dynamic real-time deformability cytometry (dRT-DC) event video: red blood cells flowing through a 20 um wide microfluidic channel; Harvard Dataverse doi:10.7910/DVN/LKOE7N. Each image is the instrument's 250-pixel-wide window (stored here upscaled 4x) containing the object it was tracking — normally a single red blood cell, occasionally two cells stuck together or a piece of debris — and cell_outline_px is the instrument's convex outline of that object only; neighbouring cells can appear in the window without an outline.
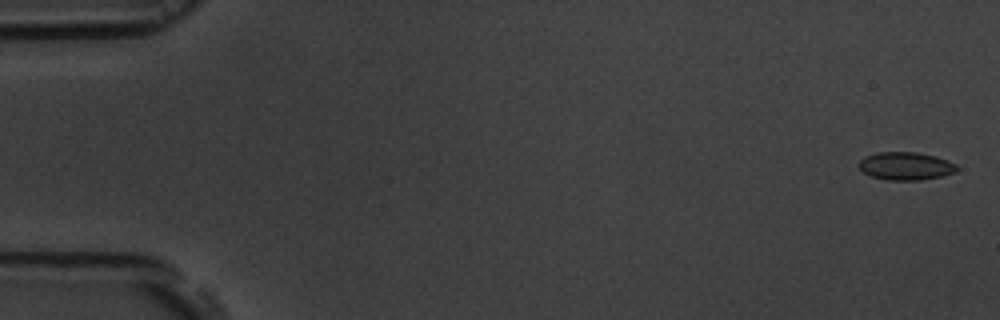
{"species": "common noctule bat (a hibernating species)", "species_latin": "Nyctalus noctula", "temperature_condition": "room temperature", "stored_images_in_passage": 6, "camera_frame_rate_fps": 3000, "um_per_image_px": 0.085, "animal": {"sex": "male", "body_mass_g": 19.5, "forearm_length_mm": 54.6}, "frame": {"image": 1, "passage_image": 1, "time_ms": 0.0, "image_size_px": [1000, 320], "cell_outline_px": [[960, 168], [956, 172], [940, 176], [920, 180], [888, 180], [872, 176], [864, 172], [860, 168], [860, 160], [864, 156], [876, 152], [916, 152], [936, 156], [948, 160], [956, 164]], "centroid_in_image_um": [77.02, 14.1], "position_along_channel_um": 8.0, "area_um2": 15.95}}
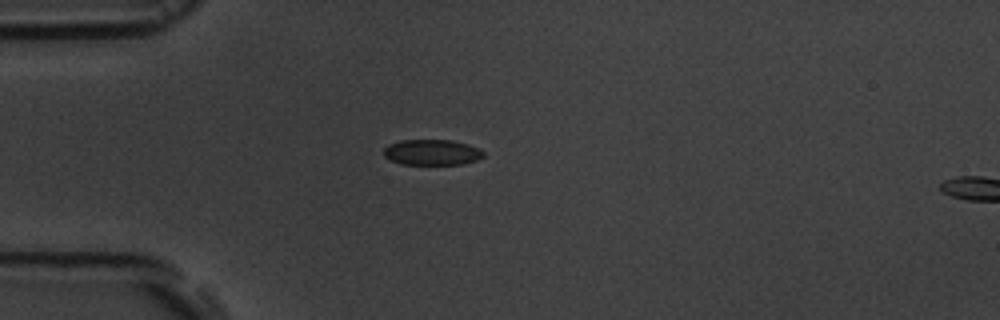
{"frame": {"image": 2, "passage_image": 5, "time_ms": 4.667, "image_size_px": [1000, 320], "cell_outline_px": [[484, 156], [476, 160], [464, 164], [400, 164], [384, 156], [384, 148], [388, 144], [400, 140], [452, 140], [468, 144], [484, 152]], "centroid_in_image_um": [36.7, 12.94], "position_along_channel_um": 48.3, "area_um2": 14.85}}